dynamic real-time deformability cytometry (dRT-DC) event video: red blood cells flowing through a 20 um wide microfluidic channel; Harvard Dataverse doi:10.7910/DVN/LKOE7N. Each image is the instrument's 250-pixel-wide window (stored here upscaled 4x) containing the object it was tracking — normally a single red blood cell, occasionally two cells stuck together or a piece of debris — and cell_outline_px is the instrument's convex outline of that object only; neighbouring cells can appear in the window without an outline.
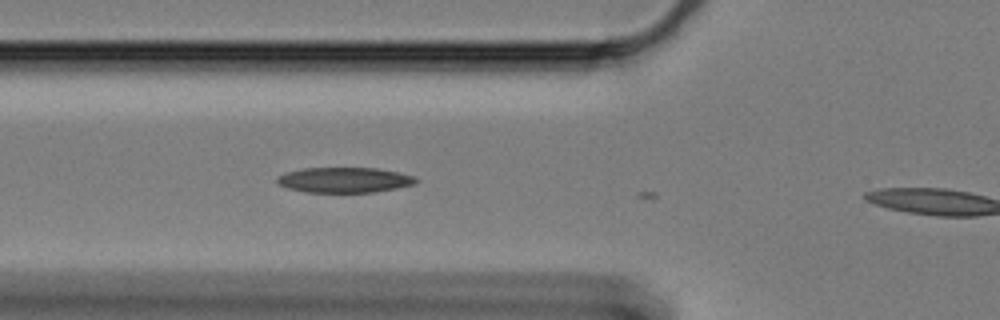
{"species": "Egyptian fruit bat (a non-hibernating species)", "species_latin": "Rousettus aegyptiacus", "temperature_condition": "cold", "stored_images_in_passage": 6, "camera_frame_rate_fps": 3000, "um_per_image_px": 0.085, "animal": {"sex": "female"}, "frame": {"image": 1, "passage_image": 5, "time_ms": 1.333, "image_size_px": [1000, 320], "cell_outline_px": [[420, 180], [416, 184], [376, 192], [304, 192], [288, 188], [276, 184], [276, 176], [284, 172], [300, 168], [376, 168], [416, 176]], "centroid_in_image_um": [29.24, 15.29], "position_along_channel_um": 96.6, "area_um2": 20.75}}